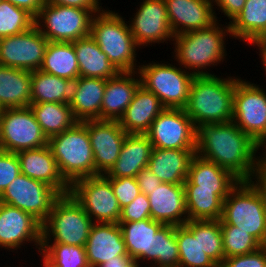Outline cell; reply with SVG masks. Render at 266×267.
<instances>
[{
    "instance_id": "1",
    "label": "cell",
    "mask_w": 266,
    "mask_h": 267,
    "mask_svg": "<svg viewBox=\"0 0 266 267\" xmlns=\"http://www.w3.org/2000/svg\"><path fill=\"white\" fill-rule=\"evenodd\" d=\"M259 148L233 121L197 128L196 154L228 170L239 181H247L264 159L255 156Z\"/></svg>"
},
{
    "instance_id": "2",
    "label": "cell",
    "mask_w": 266,
    "mask_h": 267,
    "mask_svg": "<svg viewBox=\"0 0 266 267\" xmlns=\"http://www.w3.org/2000/svg\"><path fill=\"white\" fill-rule=\"evenodd\" d=\"M217 75L194 77L184 108L196 128L204 124L230 122L233 119V96L239 78L221 79Z\"/></svg>"
},
{
    "instance_id": "3",
    "label": "cell",
    "mask_w": 266,
    "mask_h": 267,
    "mask_svg": "<svg viewBox=\"0 0 266 267\" xmlns=\"http://www.w3.org/2000/svg\"><path fill=\"white\" fill-rule=\"evenodd\" d=\"M218 24L216 22L206 29L193 30L174 36L175 59L185 69L193 70V75H214L202 69L223 62L224 56H226L224 38L228 33L230 36L231 30L229 24L225 26L226 28H220Z\"/></svg>"
},
{
    "instance_id": "4",
    "label": "cell",
    "mask_w": 266,
    "mask_h": 267,
    "mask_svg": "<svg viewBox=\"0 0 266 267\" xmlns=\"http://www.w3.org/2000/svg\"><path fill=\"white\" fill-rule=\"evenodd\" d=\"M58 168L71 186L82 178L95 176L92 146L85 121H77L71 128L48 139Z\"/></svg>"
},
{
    "instance_id": "5",
    "label": "cell",
    "mask_w": 266,
    "mask_h": 267,
    "mask_svg": "<svg viewBox=\"0 0 266 267\" xmlns=\"http://www.w3.org/2000/svg\"><path fill=\"white\" fill-rule=\"evenodd\" d=\"M125 22L118 13L109 9L104 10L94 15L90 36L120 72H134L138 70L135 67L136 48L140 47L136 44L130 27Z\"/></svg>"
},
{
    "instance_id": "6",
    "label": "cell",
    "mask_w": 266,
    "mask_h": 267,
    "mask_svg": "<svg viewBox=\"0 0 266 267\" xmlns=\"http://www.w3.org/2000/svg\"><path fill=\"white\" fill-rule=\"evenodd\" d=\"M92 224L90 216L70 192L61 194L42 223L41 244L51 243L52 235L54 243L85 246Z\"/></svg>"
},
{
    "instance_id": "7",
    "label": "cell",
    "mask_w": 266,
    "mask_h": 267,
    "mask_svg": "<svg viewBox=\"0 0 266 267\" xmlns=\"http://www.w3.org/2000/svg\"><path fill=\"white\" fill-rule=\"evenodd\" d=\"M221 225H234L266 244V210L248 181H239L223 200Z\"/></svg>"
},
{
    "instance_id": "8",
    "label": "cell",
    "mask_w": 266,
    "mask_h": 267,
    "mask_svg": "<svg viewBox=\"0 0 266 267\" xmlns=\"http://www.w3.org/2000/svg\"><path fill=\"white\" fill-rule=\"evenodd\" d=\"M171 64L149 63L138 68L141 85L153 92L165 108L184 109L187 105L193 73Z\"/></svg>"
},
{
    "instance_id": "9",
    "label": "cell",
    "mask_w": 266,
    "mask_h": 267,
    "mask_svg": "<svg viewBox=\"0 0 266 267\" xmlns=\"http://www.w3.org/2000/svg\"><path fill=\"white\" fill-rule=\"evenodd\" d=\"M93 17L89 10L44 3L34 25L48 41L74 42L90 35Z\"/></svg>"
},
{
    "instance_id": "10",
    "label": "cell",
    "mask_w": 266,
    "mask_h": 267,
    "mask_svg": "<svg viewBox=\"0 0 266 267\" xmlns=\"http://www.w3.org/2000/svg\"><path fill=\"white\" fill-rule=\"evenodd\" d=\"M232 121L266 149V92L261 86L241 78L236 81Z\"/></svg>"
},
{
    "instance_id": "11",
    "label": "cell",
    "mask_w": 266,
    "mask_h": 267,
    "mask_svg": "<svg viewBox=\"0 0 266 267\" xmlns=\"http://www.w3.org/2000/svg\"><path fill=\"white\" fill-rule=\"evenodd\" d=\"M46 145L48 138L29 106L0 111V150L18 153Z\"/></svg>"
},
{
    "instance_id": "12",
    "label": "cell",
    "mask_w": 266,
    "mask_h": 267,
    "mask_svg": "<svg viewBox=\"0 0 266 267\" xmlns=\"http://www.w3.org/2000/svg\"><path fill=\"white\" fill-rule=\"evenodd\" d=\"M69 192L93 223L119 222L121 208L110 181L104 175L79 179L70 186Z\"/></svg>"
},
{
    "instance_id": "13",
    "label": "cell",
    "mask_w": 266,
    "mask_h": 267,
    "mask_svg": "<svg viewBox=\"0 0 266 267\" xmlns=\"http://www.w3.org/2000/svg\"><path fill=\"white\" fill-rule=\"evenodd\" d=\"M60 195L48 184L20 173L0 195V202L30 213L43 223Z\"/></svg>"
},
{
    "instance_id": "14",
    "label": "cell",
    "mask_w": 266,
    "mask_h": 267,
    "mask_svg": "<svg viewBox=\"0 0 266 267\" xmlns=\"http://www.w3.org/2000/svg\"><path fill=\"white\" fill-rule=\"evenodd\" d=\"M153 147L196 149L197 128L184 109H164L145 134Z\"/></svg>"
},
{
    "instance_id": "15",
    "label": "cell",
    "mask_w": 266,
    "mask_h": 267,
    "mask_svg": "<svg viewBox=\"0 0 266 267\" xmlns=\"http://www.w3.org/2000/svg\"><path fill=\"white\" fill-rule=\"evenodd\" d=\"M48 40L32 26L29 30L0 39V65L29 72L39 70Z\"/></svg>"
},
{
    "instance_id": "16",
    "label": "cell",
    "mask_w": 266,
    "mask_h": 267,
    "mask_svg": "<svg viewBox=\"0 0 266 267\" xmlns=\"http://www.w3.org/2000/svg\"><path fill=\"white\" fill-rule=\"evenodd\" d=\"M86 128L92 146L95 176L105 175L117 161L128 134L118 120H86Z\"/></svg>"
},
{
    "instance_id": "17",
    "label": "cell",
    "mask_w": 266,
    "mask_h": 267,
    "mask_svg": "<svg viewBox=\"0 0 266 267\" xmlns=\"http://www.w3.org/2000/svg\"><path fill=\"white\" fill-rule=\"evenodd\" d=\"M42 223L30 213L0 202V247L17 250L34 242L41 252Z\"/></svg>"
},
{
    "instance_id": "18",
    "label": "cell",
    "mask_w": 266,
    "mask_h": 267,
    "mask_svg": "<svg viewBox=\"0 0 266 267\" xmlns=\"http://www.w3.org/2000/svg\"><path fill=\"white\" fill-rule=\"evenodd\" d=\"M139 7L129 24L138 46L174 39L164 0H143Z\"/></svg>"
},
{
    "instance_id": "19",
    "label": "cell",
    "mask_w": 266,
    "mask_h": 267,
    "mask_svg": "<svg viewBox=\"0 0 266 267\" xmlns=\"http://www.w3.org/2000/svg\"><path fill=\"white\" fill-rule=\"evenodd\" d=\"M174 36L216 23L212 0H164ZM213 4V5H212Z\"/></svg>"
},
{
    "instance_id": "20",
    "label": "cell",
    "mask_w": 266,
    "mask_h": 267,
    "mask_svg": "<svg viewBox=\"0 0 266 267\" xmlns=\"http://www.w3.org/2000/svg\"><path fill=\"white\" fill-rule=\"evenodd\" d=\"M147 196L150 216L154 221L174 226L184 225L188 221L183 184L162 182Z\"/></svg>"
},
{
    "instance_id": "21",
    "label": "cell",
    "mask_w": 266,
    "mask_h": 267,
    "mask_svg": "<svg viewBox=\"0 0 266 267\" xmlns=\"http://www.w3.org/2000/svg\"><path fill=\"white\" fill-rule=\"evenodd\" d=\"M87 262L98 267L117 256H127L122 230L119 223H93L85 244Z\"/></svg>"
},
{
    "instance_id": "22",
    "label": "cell",
    "mask_w": 266,
    "mask_h": 267,
    "mask_svg": "<svg viewBox=\"0 0 266 267\" xmlns=\"http://www.w3.org/2000/svg\"><path fill=\"white\" fill-rule=\"evenodd\" d=\"M16 154L19 159L21 174L48 184L60 194L69 193L70 185L61 175L48 145L20 151Z\"/></svg>"
},
{
    "instance_id": "23",
    "label": "cell",
    "mask_w": 266,
    "mask_h": 267,
    "mask_svg": "<svg viewBox=\"0 0 266 267\" xmlns=\"http://www.w3.org/2000/svg\"><path fill=\"white\" fill-rule=\"evenodd\" d=\"M164 109L166 108L159 98L140 85L118 122L127 134L145 135L152 122Z\"/></svg>"
},
{
    "instance_id": "24",
    "label": "cell",
    "mask_w": 266,
    "mask_h": 267,
    "mask_svg": "<svg viewBox=\"0 0 266 267\" xmlns=\"http://www.w3.org/2000/svg\"><path fill=\"white\" fill-rule=\"evenodd\" d=\"M137 73V70L120 72L117 76L107 79L101 105V120H119L124 114L141 85L140 75L134 77Z\"/></svg>"
},
{
    "instance_id": "25",
    "label": "cell",
    "mask_w": 266,
    "mask_h": 267,
    "mask_svg": "<svg viewBox=\"0 0 266 267\" xmlns=\"http://www.w3.org/2000/svg\"><path fill=\"white\" fill-rule=\"evenodd\" d=\"M106 79L78 77L73 83L69 105L77 121L101 120Z\"/></svg>"
},
{
    "instance_id": "26",
    "label": "cell",
    "mask_w": 266,
    "mask_h": 267,
    "mask_svg": "<svg viewBox=\"0 0 266 267\" xmlns=\"http://www.w3.org/2000/svg\"><path fill=\"white\" fill-rule=\"evenodd\" d=\"M153 145L146 135L128 134L123 142L117 161L105 177H136L140 170L148 166Z\"/></svg>"
},
{
    "instance_id": "27",
    "label": "cell",
    "mask_w": 266,
    "mask_h": 267,
    "mask_svg": "<svg viewBox=\"0 0 266 267\" xmlns=\"http://www.w3.org/2000/svg\"><path fill=\"white\" fill-rule=\"evenodd\" d=\"M196 149H160L153 147L148 168L161 182L183 184Z\"/></svg>"
},
{
    "instance_id": "28",
    "label": "cell",
    "mask_w": 266,
    "mask_h": 267,
    "mask_svg": "<svg viewBox=\"0 0 266 267\" xmlns=\"http://www.w3.org/2000/svg\"><path fill=\"white\" fill-rule=\"evenodd\" d=\"M72 43L78 60L80 77L107 80L120 73L90 35Z\"/></svg>"
},
{
    "instance_id": "29",
    "label": "cell",
    "mask_w": 266,
    "mask_h": 267,
    "mask_svg": "<svg viewBox=\"0 0 266 267\" xmlns=\"http://www.w3.org/2000/svg\"><path fill=\"white\" fill-rule=\"evenodd\" d=\"M188 220H220L223 200L231 189H197L184 185Z\"/></svg>"
},
{
    "instance_id": "30",
    "label": "cell",
    "mask_w": 266,
    "mask_h": 267,
    "mask_svg": "<svg viewBox=\"0 0 266 267\" xmlns=\"http://www.w3.org/2000/svg\"><path fill=\"white\" fill-rule=\"evenodd\" d=\"M122 230V235L128 255L139 266L143 261L152 260L153 235L164 225L153 219H144L136 222H118Z\"/></svg>"
},
{
    "instance_id": "31",
    "label": "cell",
    "mask_w": 266,
    "mask_h": 267,
    "mask_svg": "<svg viewBox=\"0 0 266 267\" xmlns=\"http://www.w3.org/2000/svg\"><path fill=\"white\" fill-rule=\"evenodd\" d=\"M31 104V72L0 65L1 109L28 107Z\"/></svg>"
},
{
    "instance_id": "32",
    "label": "cell",
    "mask_w": 266,
    "mask_h": 267,
    "mask_svg": "<svg viewBox=\"0 0 266 267\" xmlns=\"http://www.w3.org/2000/svg\"><path fill=\"white\" fill-rule=\"evenodd\" d=\"M238 182L228 170L195 154L183 185H197V189H232Z\"/></svg>"
},
{
    "instance_id": "33",
    "label": "cell",
    "mask_w": 266,
    "mask_h": 267,
    "mask_svg": "<svg viewBox=\"0 0 266 267\" xmlns=\"http://www.w3.org/2000/svg\"><path fill=\"white\" fill-rule=\"evenodd\" d=\"M179 267H219L200 245V220H188L176 226Z\"/></svg>"
},
{
    "instance_id": "34",
    "label": "cell",
    "mask_w": 266,
    "mask_h": 267,
    "mask_svg": "<svg viewBox=\"0 0 266 267\" xmlns=\"http://www.w3.org/2000/svg\"><path fill=\"white\" fill-rule=\"evenodd\" d=\"M229 27L231 36L252 44L266 29V0H246Z\"/></svg>"
},
{
    "instance_id": "35",
    "label": "cell",
    "mask_w": 266,
    "mask_h": 267,
    "mask_svg": "<svg viewBox=\"0 0 266 267\" xmlns=\"http://www.w3.org/2000/svg\"><path fill=\"white\" fill-rule=\"evenodd\" d=\"M39 70L75 81L79 77V65L73 43L49 41Z\"/></svg>"
},
{
    "instance_id": "36",
    "label": "cell",
    "mask_w": 266,
    "mask_h": 267,
    "mask_svg": "<svg viewBox=\"0 0 266 267\" xmlns=\"http://www.w3.org/2000/svg\"><path fill=\"white\" fill-rule=\"evenodd\" d=\"M74 81L35 70L31 72V104L68 103Z\"/></svg>"
},
{
    "instance_id": "37",
    "label": "cell",
    "mask_w": 266,
    "mask_h": 267,
    "mask_svg": "<svg viewBox=\"0 0 266 267\" xmlns=\"http://www.w3.org/2000/svg\"><path fill=\"white\" fill-rule=\"evenodd\" d=\"M29 107L48 139L66 131L77 122L68 103L43 102L30 104Z\"/></svg>"
},
{
    "instance_id": "38",
    "label": "cell",
    "mask_w": 266,
    "mask_h": 267,
    "mask_svg": "<svg viewBox=\"0 0 266 267\" xmlns=\"http://www.w3.org/2000/svg\"><path fill=\"white\" fill-rule=\"evenodd\" d=\"M152 261L153 267H179L176 226L163 225L153 235Z\"/></svg>"
},
{
    "instance_id": "39",
    "label": "cell",
    "mask_w": 266,
    "mask_h": 267,
    "mask_svg": "<svg viewBox=\"0 0 266 267\" xmlns=\"http://www.w3.org/2000/svg\"><path fill=\"white\" fill-rule=\"evenodd\" d=\"M41 255L52 267H90L85 246L62 243L41 244Z\"/></svg>"
},
{
    "instance_id": "40",
    "label": "cell",
    "mask_w": 266,
    "mask_h": 267,
    "mask_svg": "<svg viewBox=\"0 0 266 267\" xmlns=\"http://www.w3.org/2000/svg\"><path fill=\"white\" fill-rule=\"evenodd\" d=\"M35 18L25 9L6 0L0 1V39L21 34L35 24Z\"/></svg>"
},
{
    "instance_id": "41",
    "label": "cell",
    "mask_w": 266,
    "mask_h": 267,
    "mask_svg": "<svg viewBox=\"0 0 266 267\" xmlns=\"http://www.w3.org/2000/svg\"><path fill=\"white\" fill-rule=\"evenodd\" d=\"M225 258L245 255L256 251L262 245L249 233L234 225H221Z\"/></svg>"
},
{
    "instance_id": "42",
    "label": "cell",
    "mask_w": 266,
    "mask_h": 267,
    "mask_svg": "<svg viewBox=\"0 0 266 267\" xmlns=\"http://www.w3.org/2000/svg\"><path fill=\"white\" fill-rule=\"evenodd\" d=\"M201 249L219 266L225 259L220 220H200Z\"/></svg>"
},
{
    "instance_id": "43",
    "label": "cell",
    "mask_w": 266,
    "mask_h": 267,
    "mask_svg": "<svg viewBox=\"0 0 266 267\" xmlns=\"http://www.w3.org/2000/svg\"><path fill=\"white\" fill-rule=\"evenodd\" d=\"M106 178L111 183L121 209L130 204L141 193L135 177Z\"/></svg>"
},
{
    "instance_id": "44",
    "label": "cell",
    "mask_w": 266,
    "mask_h": 267,
    "mask_svg": "<svg viewBox=\"0 0 266 267\" xmlns=\"http://www.w3.org/2000/svg\"><path fill=\"white\" fill-rule=\"evenodd\" d=\"M149 218L151 216L148 196L140 193L130 204L121 209L119 222H136Z\"/></svg>"
},
{
    "instance_id": "45",
    "label": "cell",
    "mask_w": 266,
    "mask_h": 267,
    "mask_svg": "<svg viewBox=\"0 0 266 267\" xmlns=\"http://www.w3.org/2000/svg\"><path fill=\"white\" fill-rule=\"evenodd\" d=\"M20 173L17 154L0 150V195Z\"/></svg>"
},
{
    "instance_id": "46",
    "label": "cell",
    "mask_w": 266,
    "mask_h": 267,
    "mask_svg": "<svg viewBox=\"0 0 266 267\" xmlns=\"http://www.w3.org/2000/svg\"><path fill=\"white\" fill-rule=\"evenodd\" d=\"M219 267H266V247L254 252L225 258Z\"/></svg>"
},
{
    "instance_id": "47",
    "label": "cell",
    "mask_w": 266,
    "mask_h": 267,
    "mask_svg": "<svg viewBox=\"0 0 266 267\" xmlns=\"http://www.w3.org/2000/svg\"><path fill=\"white\" fill-rule=\"evenodd\" d=\"M255 177V178H253ZM256 179L257 181H253ZM256 190L266 210V160L263 159L257 166L252 176L247 180ZM255 182V183H254Z\"/></svg>"
},
{
    "instance_id": "48",
    "label": "cell",
    "mask_w": 266,
    "mask_h": 267,
    "mask_svg": "<svg viewBox=\"0 0 266 267\" xmlns=\"http://www.w3.org/2000/svg\"><path fill=\"white\" fill-rule=\"evenodd\" d=\"M45 3L85 9L91 11L94 15L104 11L99 5V0H45Z\"/></svg>"
},
{
    "instance_id": "49",
    "label": "cell",
    "mask_w": 266,
    "mask_h": 267,
    "mask_svg": "<svg viewBox=\"0 0 266 267\" xmlns=\"http://www.w3.org/2000/svg\"><path fill=\"white\" fill-rule=\"evenodd\" d=\"M135 178L141 193L146 195H149L155 187L162 183L159 178L151 172L148 166L140 170Z\"/></svg>"
},
{
    "instance_id": "50",
    "label": "cell",
    "mask_w": 266,
    "mask_h": 267,
    "mask_svg": "<svg viewBox=\"0 0 266 267\" xmlns=\"http://www.w3.org/2000/svg\"><path fill=\"white\" fill-rule=\"evenodd\" d=\"M222 10L228 19L233 20L243 9L246 0H212Z\"/></svg>"
},
{
    "instance_id": "51",
    "label": "cell",
    "mask_w": 266,
    "mask_h": 267,
    "mask_svg": "<svg viewBox=\"0 0 266 267\" xmlns=\"http://www.w3.org/2000/svg\"><path fill=\"white\" fill-rule=\"evenodd\" d=\"M11 4L25 9L28 13H30L34 18L38 15L39 10L45 3V0H6Z\"/></svg>"
},
{
    "instance_id": "52",
    "label": "cell",
    "mask_w": 266,
    "mask_h": 267,
    "mask_svg": "<svg viewBox=\"0 0 266 267\" xmlns=\"http://www.w3.org/2000/svg\"><path fill=\"white\" fill-rule=\"evenodd\" d=\"M136 262L129 256H117L100 264L98 267H136Z\"/></svg>"
},
{
    "instance_id": "53",
    "label": "cell",
    "mask_w": 266,
    "mask_h": 267,
    "mask_svg": "<svg viewBox=\"0 0 266 267\" xmlns=\"http://www.w3.org/2000/svg\"><path fill=\"white\" fill-rule=\"evenodd\" d=\"M252 44L257 45V47L266 46V29Z\"/></svg>"
},
{
    "instance_id": "54",
    "label": "cell",
    "mask_w": 266,
    "mask_h": 267,
    "mask_svg": "<svg viewBox=\"0 0 266 267\" xmlns=\"http://www.w3.org/2000/svg\"><path fill=\"white\" fill-rule=\"evenodd\" d=\"M259 49H260L259 55H261V57H260V58H262L261 62H263V67L265 68L264 70H265V74H266V46L259 47Z\"/></svg>"
},
{
    "instance_id": "55",
    "label": "cell",
    "mask_w": 266,
    "mask_h": 267,
    "mask_svg": "<svg viewBox=\"0 0 266 267\" xmlns=\"http://www.w3.org/2000/svg\"><path fill=\"white\" fill-rule=\"evenodd\" d=\"M43 266H44V267H52V266L49 265L44 259H43Z\"/></svg>"
},
{
    "instance_id": "56",
    "label": "cell",
    "mask_w": 266,
    "mask_h": 267,
    "mask_svg": "<svg viewBox=\"0 0 266 267\" xmlns=\"http://www.w3.org/2000/svg\"><path fill=\"white\" fill-rule=\"evenodd\" d=\"M263 154H264L263 157L266 160V150H265V152Z\"/></svg>"
}]
</instances>
